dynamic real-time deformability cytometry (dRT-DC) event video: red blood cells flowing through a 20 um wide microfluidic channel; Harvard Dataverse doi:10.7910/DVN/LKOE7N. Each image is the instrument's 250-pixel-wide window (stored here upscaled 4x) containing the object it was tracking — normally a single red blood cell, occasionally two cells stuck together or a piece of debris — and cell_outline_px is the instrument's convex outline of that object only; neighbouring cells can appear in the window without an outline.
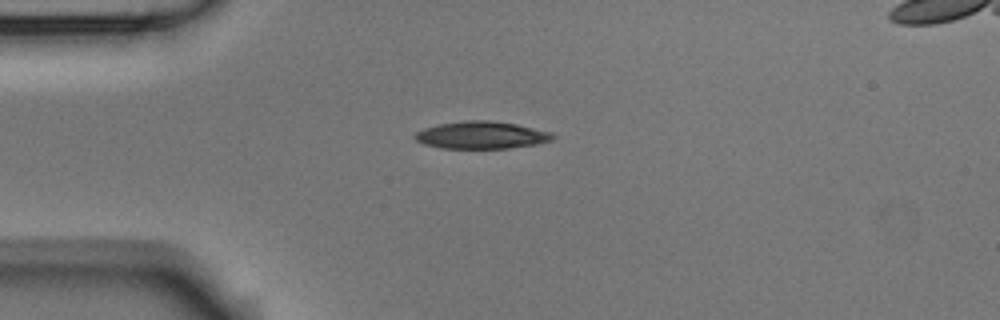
{"species": "Egyptian fruit bat (a non-hibernating species)", "species_latin": "Rousettus aegyptiacus", "temperature_condition": "room temperature", "stored_images_in_passage": 6, "camera_frame_rate_fps": 3000, "um_per_image_px": 0.085, "animal": {"sex": "male"}, "frame": {"image": 1, "passage_image": 4, "time_ms": 1.0, "image_size_px": [1000, 320], "cell_outline_px": [[556, 136], [552, 140], [536, 144], [508, 148], [440, 148], [424, 144], [416, 140], [412, 136], [416, 132], [424, 128], [440, 124], [468, 120], [492, 120], [516, 124], [552, 132]], "centroid_in_image_um": [40.93, 11.48], "position_along_channel_um": 44.1, "area_um2": 21.96}}
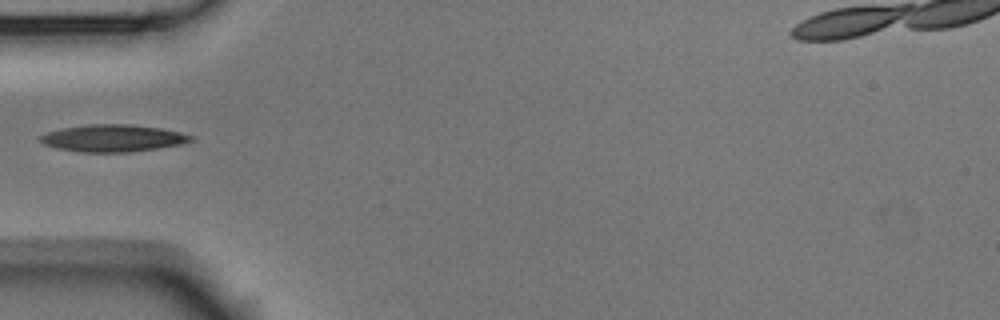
{"frame": {"image": 2, "passage_image": 5, "time_ms": 1.333, "image_size_px": [1000, 320], "cell_outline_px": [[192, 140], [180, 144], [156, 148], [128, 152], [80, 152], [60, 148], [44, 144], [36, 136], [60, 128], [88, 124], [132, 124], [160, 128], [180, 132], [192, 136]], "centroid_in_image_um": [9.55, 11.73], "position_along_channel_um": 75.5, "area_um2": 23.64}}
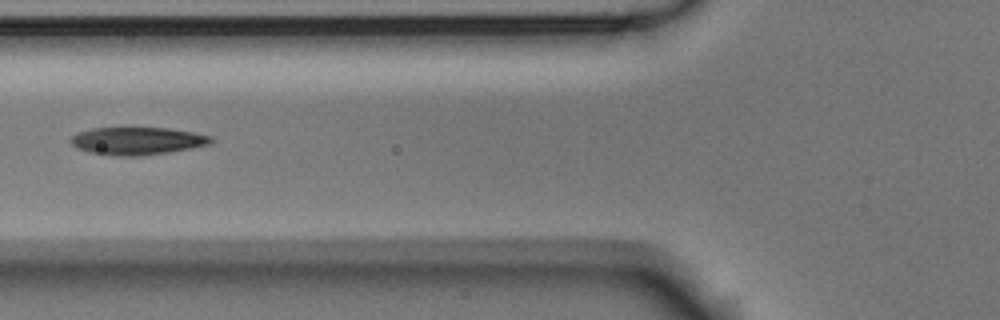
{"frame": {"image": 3, "passage_image": 6, "time_ms": 1.667, "image_size_px": [1000, 320], "cell_outline_px": [[216, 140], [208, 144], [192, 148], [168, 152], [140, 156], [120, 156], [88, 152], [76, 148], [68, 140], [72, 136], [80, 132], [92, 128], [168, 128], [192, 132], [212, 136]], "centroid_in_image_um": [11.67, 11.98], "position_along_channel_um": 114.1, "area_um2": 22.54}}